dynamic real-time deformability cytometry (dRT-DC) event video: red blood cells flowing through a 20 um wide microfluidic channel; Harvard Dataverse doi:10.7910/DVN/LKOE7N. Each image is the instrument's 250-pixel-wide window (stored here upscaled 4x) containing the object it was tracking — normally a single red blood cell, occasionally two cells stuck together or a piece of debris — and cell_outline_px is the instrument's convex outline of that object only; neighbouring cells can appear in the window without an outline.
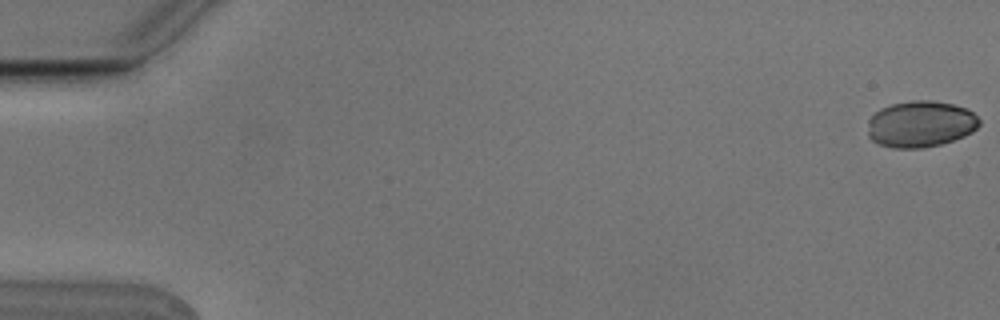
{"species": "Egyptian fruit bat (a non-hibernating species)", "species_latin": "Rousettus aegyptiacus", "temperature_condition": "cold", "stored_images_in_passage": 6, "camera_frame_rate_fps": 3000, "um_per_image_px": 0.085, "animal": {"sex": "male"}, "frame": {"image": 1, "passage_image": 1, "time_ms": 0.0, "image_size_px": [1000, 320], "cell_outline_px": [[980, 124], [972, 132], [964, 136], [940, 144], [920, 148], [892, 148], [880, 144], [872, 140], [868, 136], [868, 120], [880, 108], [892, 104], [912, 100], [932, 100], [956, 104], [968, 108], [980, 120]], "centroid_in_image_um": [78.25, 10.53], "position_along_channel_um": 6.7, "area_um2": 30.29}}
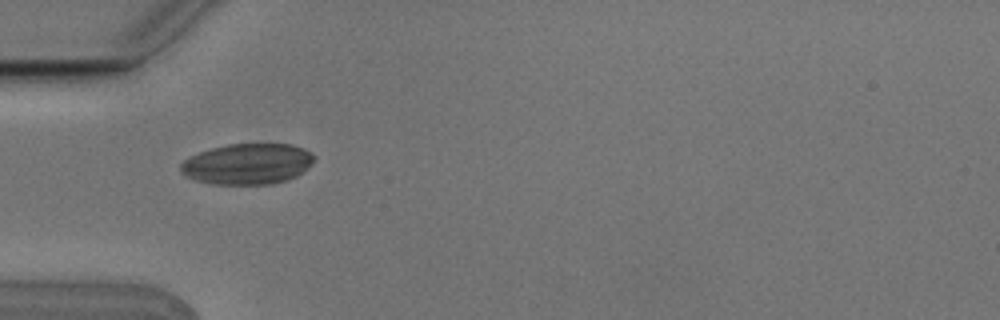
{"frame": {"image": 2, "passage_image": 5, "time_ms": 1.333, "image_size_px": [1000, 320], "cell_outline_px": [[316, 156], [304, 172], [288, 180], [272, 184], [212, 184], [196, 180], [184, 176], [180, 172], [180, 164], [184, 160], [200, 152], [212, 148], [228, 144], [292, 144], [304, 148], [312, 152]], "centroid_in_image_um": [21.06, 13.94], "position_along_channel_um": 63.9, "area_um2": 31.91}}